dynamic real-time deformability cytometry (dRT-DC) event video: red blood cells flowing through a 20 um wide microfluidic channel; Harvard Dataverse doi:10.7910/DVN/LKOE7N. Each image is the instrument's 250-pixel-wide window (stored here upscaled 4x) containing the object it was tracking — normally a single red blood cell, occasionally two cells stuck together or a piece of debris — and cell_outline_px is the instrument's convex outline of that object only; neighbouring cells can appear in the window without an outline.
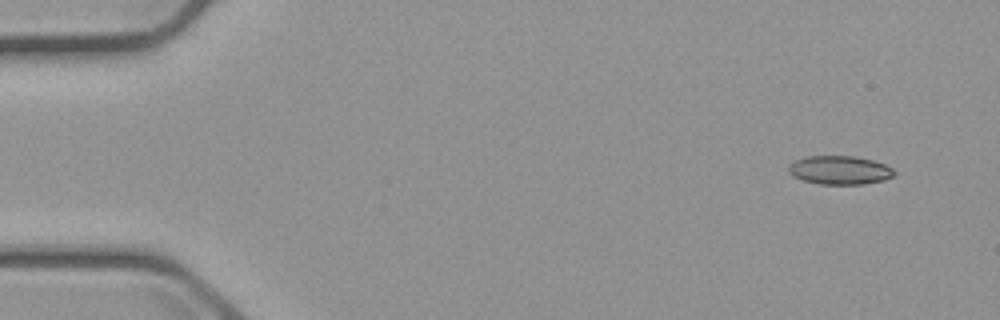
{"species": "common noctule bat (a hibernating species)", "species_latin": "Nyctalus noctula", "temperature_condition": "cold", "stored_images_in_passage": 14, "camera_frame_rate_fps": 3000, "um_per_image_px": 0.085, "animal": {"sex": "male", "body_mass_g": 23.1, "forearm_length_mm": 52.7}, "frame": {"image": 1, "passage_image": 1, "time_ms": 0.0, "image_size_px": [1000, 320], "cell_outline_px": [[896, 172], [892, 176], [884, 180], [864, 184], [820, 184], [804, 180], [792, 176], [788, 172], [788, 164], [796, 160], [808, 156], [856, 156], [872, 160], [884, 164], [892, 168]], "centroid_in_image_um": [71.36, 14.46], "position_along_channel_um": 13.6, "area_um2": 17.63}}
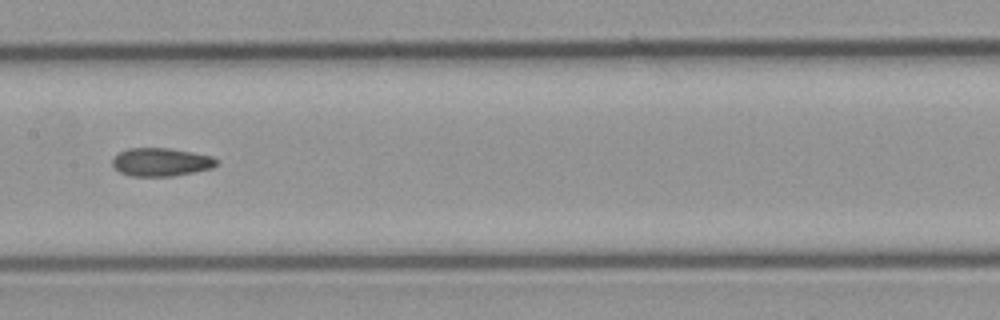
{"frame": {"image": 2, "passage_image": 7, "time_ms": 8.0, "image_size_px": [1000, 320], "cell_outline_px": [[216, 164], [212, 168], [172, 176], [132, 176], [120, 172], [112, 164], [112, 160], [120, 152], [128, 148], [168, 148], [212, 156], [216, 160]], "centroid_in_image_um": [13.66, 13.77], "position_along_channel_um": 193.7, "area_um2": 16.82}}
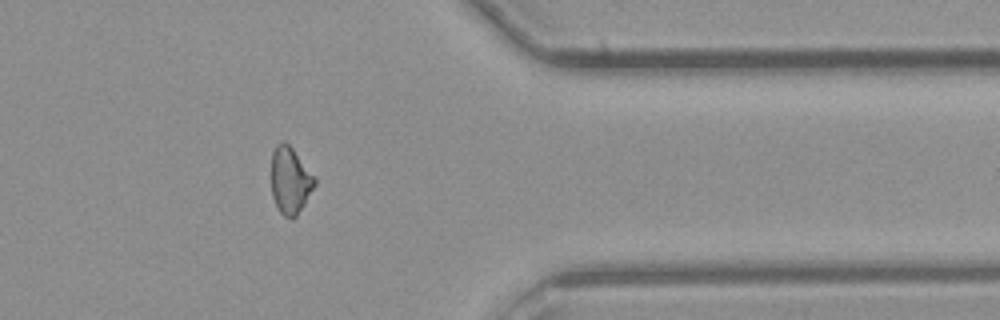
{"frame": {"image": 3, "passage_image": 12, "time_ms": 13.667, "image_size_px": [1000, 320], "cell_outline_px": [[316, 184], [304, 204], [296, 216], [292, 220], [284, 216], [280, 212], [272, 196], [272, 152], [276, 144], [280, 140], [284, 140], [292, 148], [316, 180]], "centroid_in_image_um": [24.65, 15.34], "position_along_channel_um": 386.8, "area_um2": 16.65}, "authors_computed_cell_mechanics": {"area_um2": 17.4845, "velocity_mm_per_s": 3.7049, "shape_relaxation_time_tau1_ms": null, "shape_relaxation_time_tau2_ms": 4.1878, "deformation_change_tau1": null, "deformation_change_tau2": 0.0826}}